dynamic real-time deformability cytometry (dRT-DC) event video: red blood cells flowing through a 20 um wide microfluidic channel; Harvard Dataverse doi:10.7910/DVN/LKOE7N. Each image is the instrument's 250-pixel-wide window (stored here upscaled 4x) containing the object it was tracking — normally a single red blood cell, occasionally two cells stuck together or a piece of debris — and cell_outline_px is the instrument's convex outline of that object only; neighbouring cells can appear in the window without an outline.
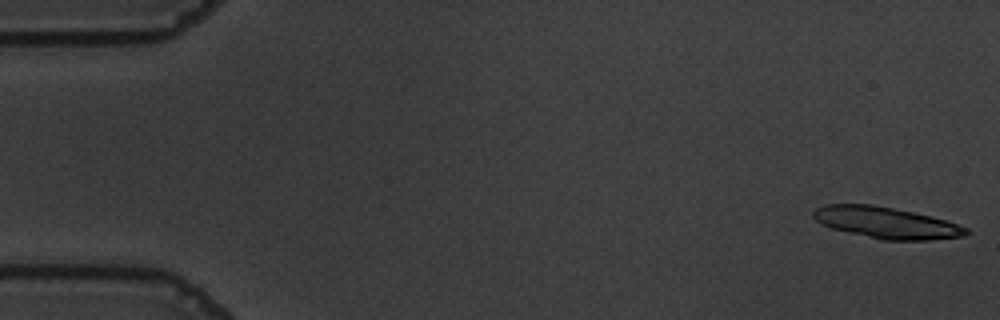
{"species": "common noctule bat (a hibernating species)", "species_latin": "Nyctalus noctula", "temperature_condition": "warm", "stored_images_in_passage": 15, "camera_frame_rate_fps": 3000, "um_per_image_px": 0.085, "animal": {"sex": "male", "body_mass_g": 19.5, "forearm_length_mm": 54.6}, "frame": {"image": 1, "passage_image": 1, "time_ms": 0.0, "image_size_px": [1000, 320], "cell_outline_px": [[968, 232], [964, 236], [928, 240], [884, 240], [848, 232], [832, 228], [816, 220], [812, 216], [812, 212], [816, 208], [824, 204], [872, 204], [912, 212], [944, 220], [968, 228]], "centroid_in_image_um": [75.3, 18.92], "position_along_channel_um": 9.7, "area_um2": 27.51}}